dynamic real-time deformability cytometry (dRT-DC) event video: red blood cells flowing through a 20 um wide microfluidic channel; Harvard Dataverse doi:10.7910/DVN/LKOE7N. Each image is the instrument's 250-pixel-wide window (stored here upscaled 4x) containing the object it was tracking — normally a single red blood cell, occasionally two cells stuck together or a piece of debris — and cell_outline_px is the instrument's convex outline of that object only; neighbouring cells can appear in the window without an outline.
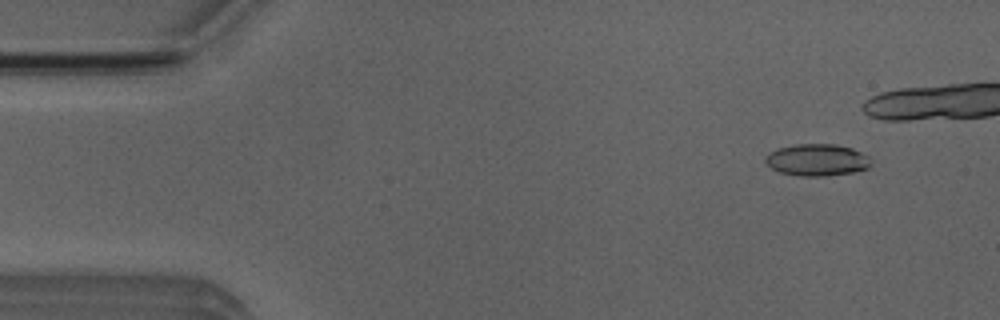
{"species": "Egyptian fruit bat (a non-hibernating species)", "species_latin": "Rousettus aegyptiacus", "temperature_condition": "room temperature", "stored_images_in_passage": 41, "camera_frame_rate_fps": 3000, "um_per_image_px": 0.085, "animal": {"sex": "male"}, "frame": {"image": 1, "passage_image": 5, "time_ms": 1.333, "image_size_px": [1000, 320], "cell_outline_px": [[872, 164], [868, 168], [852, 172], [824, 176], [800, 176], [780, 172], [772, 168], [764, 160], [764, 156], [768, 152], [776, 148], [796, 144], [836, 144], [852, 148], [868, 156]], "centroid_in_image_um": [69.42, 13.58], "position_along_channel_um": 15.6, "area_um2": 19.71}}
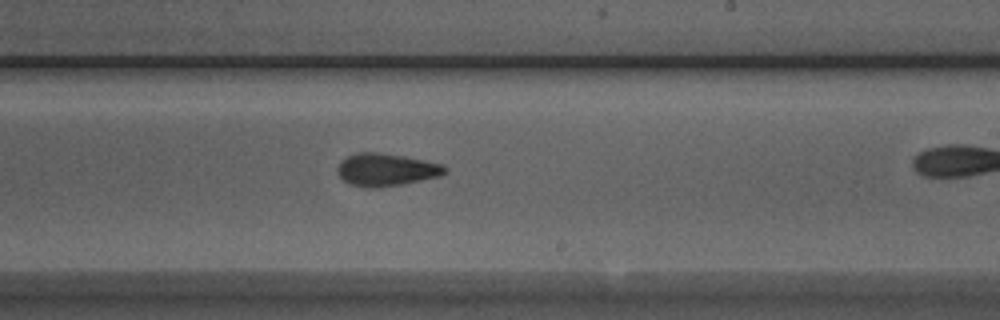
{"frame": {"image": 2, "passage_image": 31, "time_ms": 10.0, "image_size_px": [1000, 320], "cell_outline_px": [[448, 172], [440, 176], [404, 184], [380, 188], [368, 188], [348, 184], [336, 172], [336, 168], [340, 160], [356, 152], [380, 152], [404, 156], [444, 164], [448, 168]], "centroid_in_image_um": [32.82, 14.43], "position_along_channel_um": 256.2, "area_um2": 20.87}}
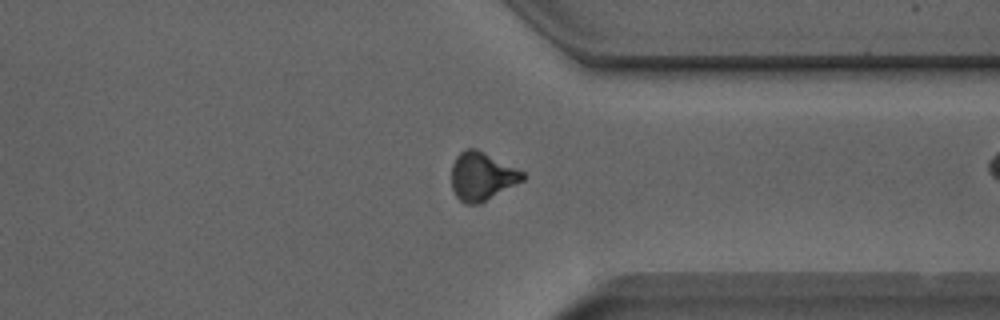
{"frame": {"image": 3, "passage_image": 40, "time_ms": 13.0, "image_size_px": [1000, 320], "cell_outline_px": [[528, 176], [524, 180], [480, 204], [464, 204], [456, 196], [452, 188], [452, 164], [456, 156], [460, 152], [468, 148], [476, 148], [524, 172]], "centroid_in_image_um": [40.96, 15.0], "position_along_channel_um": 370.4, "area_um2": 20.06}}